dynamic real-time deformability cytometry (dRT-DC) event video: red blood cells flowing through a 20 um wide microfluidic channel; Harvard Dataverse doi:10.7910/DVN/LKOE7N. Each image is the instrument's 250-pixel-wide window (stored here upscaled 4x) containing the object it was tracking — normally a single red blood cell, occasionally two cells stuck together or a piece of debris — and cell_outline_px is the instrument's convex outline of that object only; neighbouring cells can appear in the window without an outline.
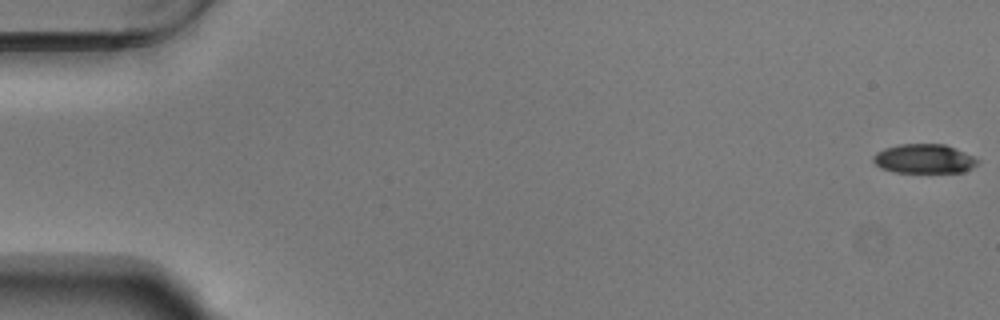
{"species": "Egyptian fruit bat (a non-hibernating species)", "species_latin": "Rousettus aegyptiacus", "temperature_condition": "warm", "stored_images_in_passage": 55, "camera_frame_rate_fps": 3000, "um_per_image_px": 0.085, "animal": {"sex": "male"}, "frame": {"image": 1, "passage_image": 1, "time_ms": 0.0, "image_size_px": [1000, 320], "cell_outline_px": [[980, 160], [972, 168], [964, 172], [892, 172], [880, 168], [872, 160], [872, 156], [876, 152], [884, 148], [900, 144], [944, 144], [956, 148]], "centroid_in_image_um": [78.52, 13.49], "position_along_channel_um": 6.5, "area_um2": 17.86}}
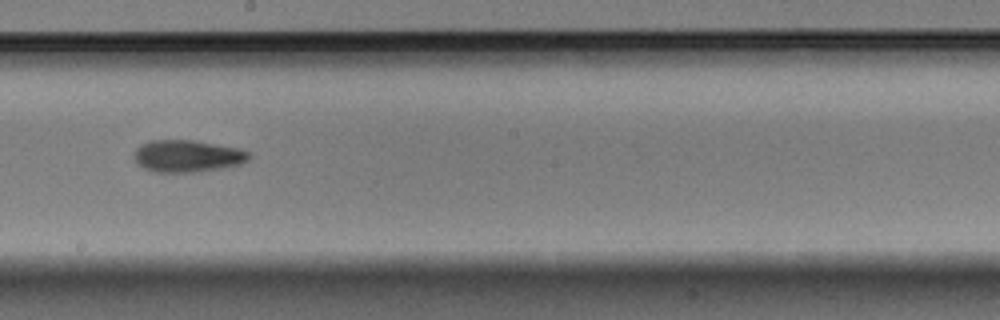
{"frame": {"image": 2, "passage_image": 32, "time_ms": 10.333, "image_size_px": [1000, 320], "cell_outline_px": [[252, 156], [248, 160], [240, 164], [196, 172], [152, 172], [136, 164], [132, 156], [132, 152], [140, 144], [152, 140], [192, 140], [240, 148], [248, 152]], "centroid_in_image_um": [15.86, 13.26], "position_along_channel_um": 232.3, "area_um2": 21.68}}
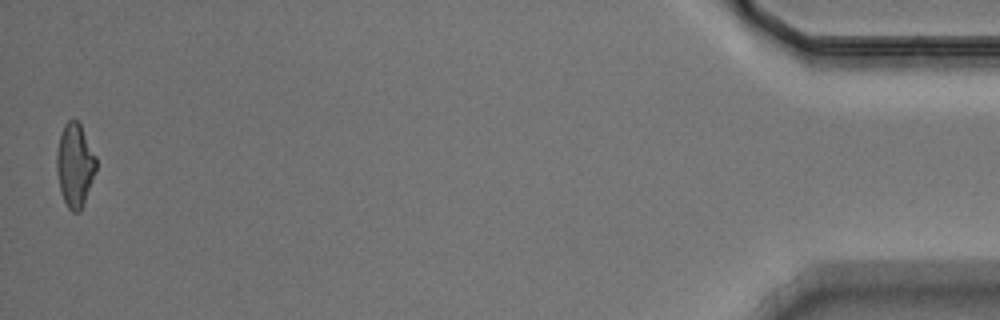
{"frame": {"image": 3, "passage_image": 55, "time_ms": 18.0, "image_size_px": [1000, 320], "cell_outline_px": [[96, 172], [84, 204], [80, 212], [72, 212], [68, 208], [60, 192], [56, 172], [56, 152], [60, 136], [64, 124], [68, 120], [76, 120], [80, 124], [96, 156]], "centroid_in_image_um": [6.36, 14.07], "position_along_channel_um": 428.8, "area_um2": 19.36}, "authors_computed_cell_mechanics": {"area_um2": 19.8254, "velocity_mm_per_s": 3.7288, "shape_relaxation_time_tau1_ms": 4.7126, "shape_relaxation_time_tau2_ms": 7.8382, "deformation_change_tau1": 0.1647, "deformation_change_tau2": 0.1835}}